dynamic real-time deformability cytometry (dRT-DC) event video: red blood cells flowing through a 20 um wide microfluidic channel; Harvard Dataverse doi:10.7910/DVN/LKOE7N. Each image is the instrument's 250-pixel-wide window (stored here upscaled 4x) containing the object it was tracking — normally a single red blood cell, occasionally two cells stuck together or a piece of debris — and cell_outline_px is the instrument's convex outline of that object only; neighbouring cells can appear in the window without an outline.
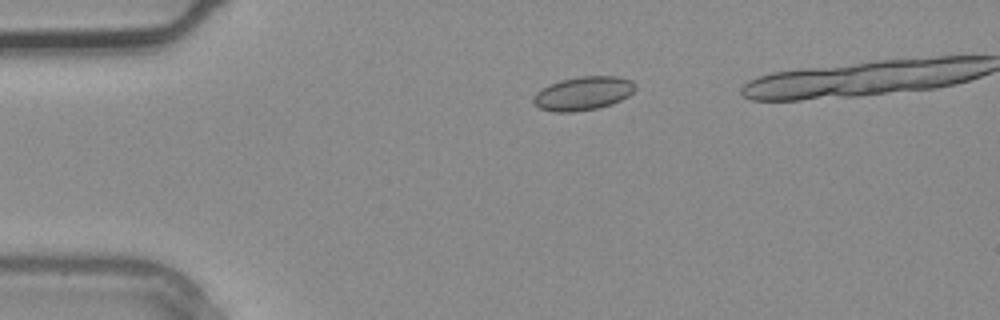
{"species": "common noctule bat (a hibernating species)", "species_latin": "Nyctalus noctula", "temperature_condition": "warm", "stored_images_in_passage": 4, "camera_frame_rate_fps": 3000, "um_per_image_px": 0.085, "animal": {"sex": "male", "body_mass_g": 20.4}, "frame": {"image": 1, "passage_image": 2, "time_ms": 0.333, "image_size_px": [1000, 320], "cell_outline_px": [[636, 88], [628, 96], [612, 104], [600, 108], [576, 112], [556, 112], [540, 108], [532, 100], [536, 92], [548, 84], [560, 80], [580, 76], [616, 76], [632, 80], [636, 84]], "centroid_in_image_um": [49.58, 7.93], "position_along_channel_um": 35.4, "area_um2": 20.11}}